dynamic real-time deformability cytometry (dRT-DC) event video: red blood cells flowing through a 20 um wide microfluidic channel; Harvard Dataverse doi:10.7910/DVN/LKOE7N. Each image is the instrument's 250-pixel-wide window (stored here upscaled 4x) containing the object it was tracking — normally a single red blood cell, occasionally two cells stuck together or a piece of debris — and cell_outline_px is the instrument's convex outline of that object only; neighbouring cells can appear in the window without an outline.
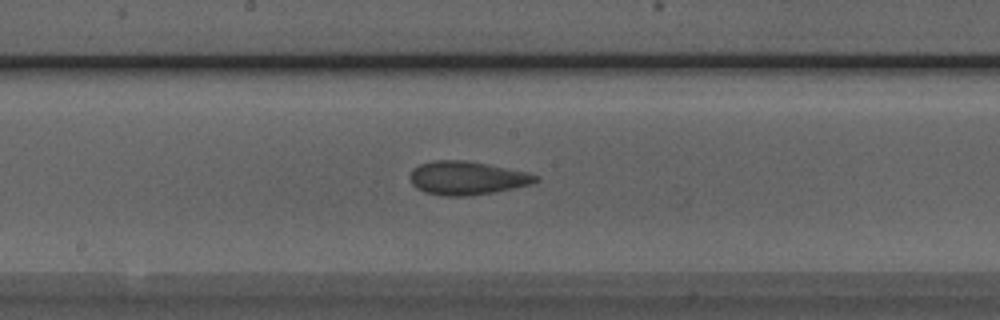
{"species": "Egyptian fruit bat (a non-hibernating species)", "species_latin": "Rousettus aegyptiacus", "temperature_condition": "room temperature", "stored_images_in_passage": 48, "camera_frame_rate_fps": 3000, "um_per_image_px": 0.085, "animal": {"sex": "male"}, "frame": {"image": 1, "passage_image": 24, "time_ms": 7.667, "image_size_px": [1000, 320], "cell_outline_px": [[540, 180], [532, 184], [492, 192], [468, 196], [440, 196], [424, 192], [416, 188], [412, 184], [408, 176], [412, 168], [420, 164], [432, 160], [464, 160], [488, 164], [528, 172], [540, 176]], "centroid_in_image_um": [39.66, 15.13], "position_along_channel_um": 208.5, "area_um2": 24.8}}
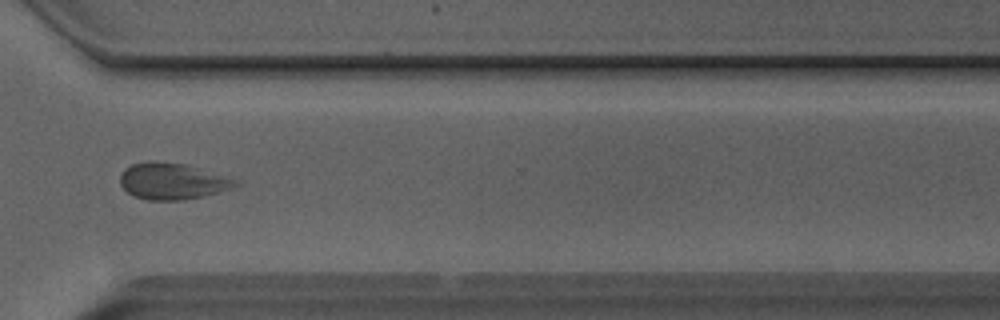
{"frame": {"image": 2, "passage_image": 35, "time_ms": 11.333, "image_size_px": [1000, 320], "cell_outline_px": [[244, 180], [240, 184], [220, 192], [204, 196], [180, 200], [148, 200], [136, 196], [128, 192], [120, 184], [120, 176], [124, 168], [132, 164], [148, 160], [152, 160], [184, 164]], "centroid_in_image_um": [14.7, 15.39], "position_along_channel_um": 355.9, "area_um2": 24.74}}
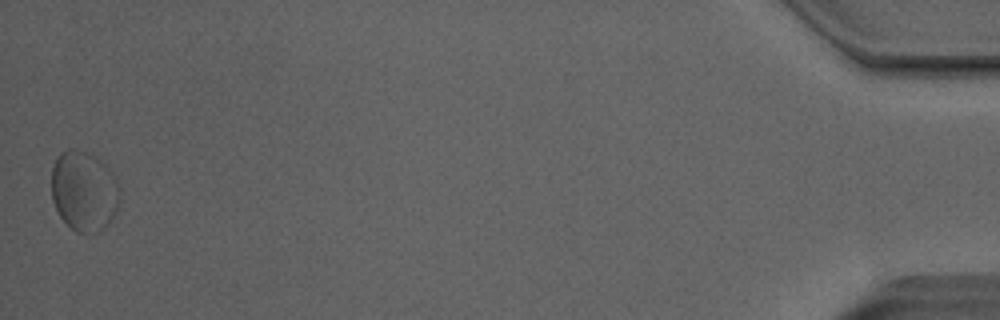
{"frame": {"image": 3, "passage_image": 48, "time_ms": 15.667, "image_size_px": [1000, 320], "cell_outline_px": [[120, 200], [116, 212], [104, 228], [100, 232], [88, 236], [76, 232], [60, 216], [52, 200], [52, 164], [56, 156], [60, 152], [68, 148], [76, 148], [100, 160], [112, 172], [120, 188]], "centroid_in_image_um": [7.14, 16.26], "position_along_channel_um": 428.1, "area_um2": 32.37}, "authors_computed_cell_mechanics": {"area_um2": 24.2182, "velocity_mm_per_s": 4.0197, "shape_relaxation_time_tau1_ms": null, "shape_relaxation_time_tau2_ms": 2.2342, "deformation_change_tau1": null, "deformation_change_tau2": 0.0899}}